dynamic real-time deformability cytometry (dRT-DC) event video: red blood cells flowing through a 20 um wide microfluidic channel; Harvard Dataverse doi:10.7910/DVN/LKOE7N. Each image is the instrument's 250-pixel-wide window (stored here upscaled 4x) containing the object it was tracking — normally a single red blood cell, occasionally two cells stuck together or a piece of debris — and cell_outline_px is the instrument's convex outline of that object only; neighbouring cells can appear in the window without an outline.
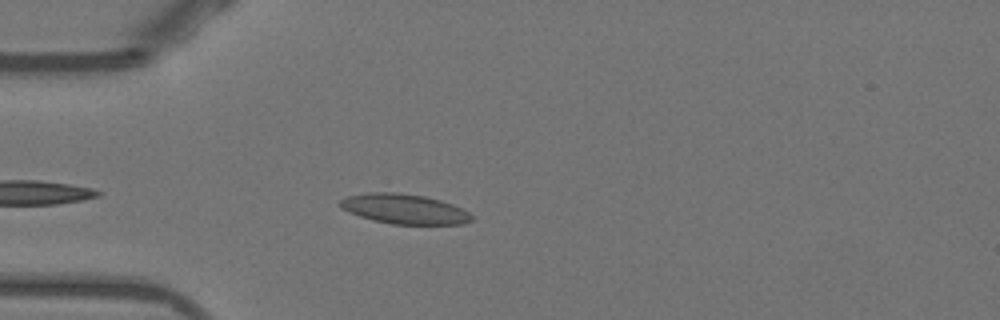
{"species": "Egyptian fruit bat (a non-hibernating species)", "species_latin": "Rousettus aegyptiacus", "temperature_condition": "warm", "stored_images_in_passage": 40, "camera_frame_rate_fps": 3000, "um_per_image_px": 0.085, "animal": {"sex": "female"}, "frame": {"image": 1, "passage_image": 5, "time_ms": 1.333, "image_size_px": [1000, 320], "cell_outline_px": [[472, 220], [464, 224], [392, 224], [372, 220], [348, 212], [340, 208], [340, 200], [348, 196], [368, 192], [396, 192], [424, 196], [440, 200], [452, 204], [468, 212], [472, 216]], "centroid_in_image_um": [34.34, 17.76], "position_along_channel_um": 50.7, "area_um2": 22.83}}
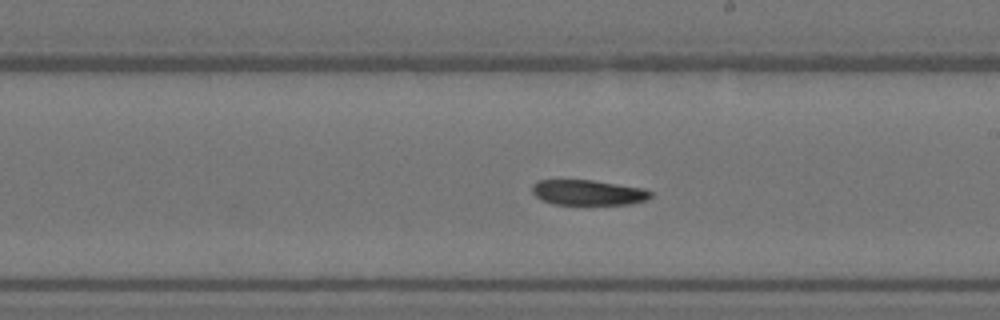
{"frame": {"image": 2, "passage_image": 17, "time_ms": 5.333, "image_size_px": [1000, 320], "cell_outline_px": [[652, 196], [648, 200], [628, 204], [552, 204], [540, 200], [532, 192], [532, 184], [540, 180], [592, 180], [644, 188], [652, 192]], "centroid_in_image_um": [49.99, 16.36], "position_along_channel_um": 239.0, "area_um2": 17.51}}
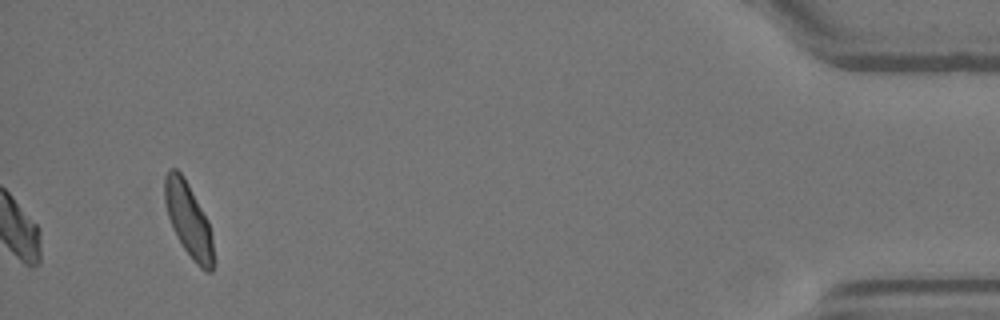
{"frame": {"image": 3, "passage_image": 40, "time_ms": 13.0, "image_size_px": [1000, 320], "cell_outline_px": [[216, 264], [212, 272], [208, 272], [200, 268], [192, 260], [176, 236], [172, 228], [168, 216], [164, 200], [164, 176], [168, 168], [176, 168], [184, 176], [208, 220], [216, 260]], "centroid_in_image_um": [16.03, 18.72], "position_along_channel_um": 419.2, "area_um2": 21.44}}